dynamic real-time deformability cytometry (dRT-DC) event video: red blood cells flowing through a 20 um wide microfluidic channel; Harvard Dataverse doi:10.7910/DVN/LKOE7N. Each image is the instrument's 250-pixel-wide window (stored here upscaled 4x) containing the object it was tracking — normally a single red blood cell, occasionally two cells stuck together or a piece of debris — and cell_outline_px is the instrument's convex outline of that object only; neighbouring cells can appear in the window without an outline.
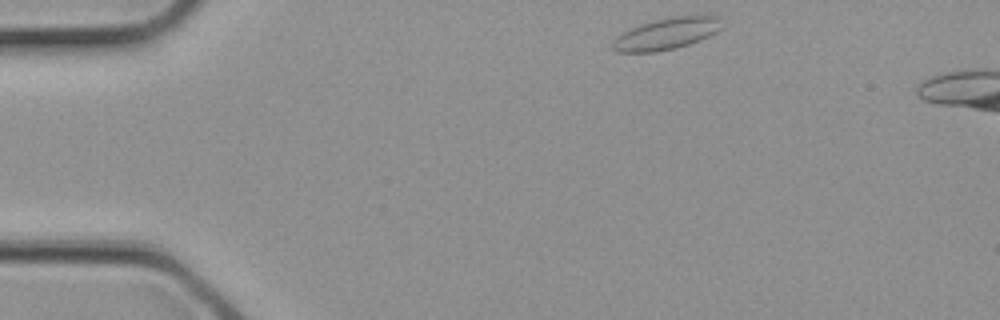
{"species": "common noctule bat (a hibernating species)", "species_latin": "Nyctalus noctula", "temperature_condition": "cold", "stored_images_in_passage": 4, "camera_frame_rate_fps": 3000, "um_per_image_px": 0.085, "animal": {"sex": "female", "body_mass_g": 21.9}, "frame": {"image": 1, "passage_image": 1, "time_ms": 0.0, "image_size_px": [1000, 320], "cell_outline_px": [[720, 28], [716, 32], [708, 36], [688, 44], [676, 48], [656, 52], [616, 52], [612, 48], [612, 40], [616, 36], [640, 24], [656, 20], [676, 16], [716, 16]], "centroid_in_image_um": [56.56, 2.89], "position_along_channel_um": 28.4, "area_um2": 19.59}}